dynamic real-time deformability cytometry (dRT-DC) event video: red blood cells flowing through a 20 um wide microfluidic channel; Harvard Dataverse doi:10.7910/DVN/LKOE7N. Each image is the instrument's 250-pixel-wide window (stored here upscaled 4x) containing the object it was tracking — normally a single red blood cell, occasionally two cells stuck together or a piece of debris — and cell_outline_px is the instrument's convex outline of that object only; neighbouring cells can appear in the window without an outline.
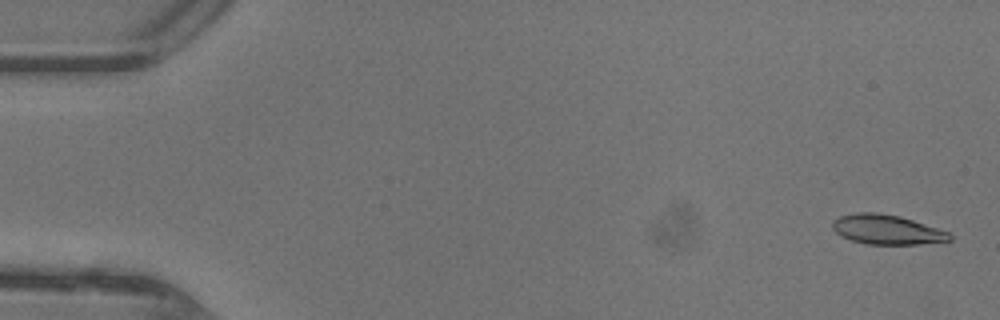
{"species": "common noctule bat (a hibernating species)", "species_latin": "Nyctalus noctula", "temperature_condition": "warm", "stored_images_in_passage": 47, "camera_frame_rate_fps": 3000, "um_per_image_px": 0.085, "animal": {"sex": "female"}, "frame": {"image": 1, "passage_image": 2, "time_ms": 0.333, "image_size_px": [1000, 320], "cell_outline_px": [[952, 240], [920, 244], [868, 244], [852, 240], [840, 236], [832, 228], [832, 220], [840, 216], [856, 212], [876, 212], [900, 216], [948, 232], [952, 236]], "centroid_in_image_um": [75.34, 19.51], "position_along_channel_um": 9.7, "area_um2": 20.11}}
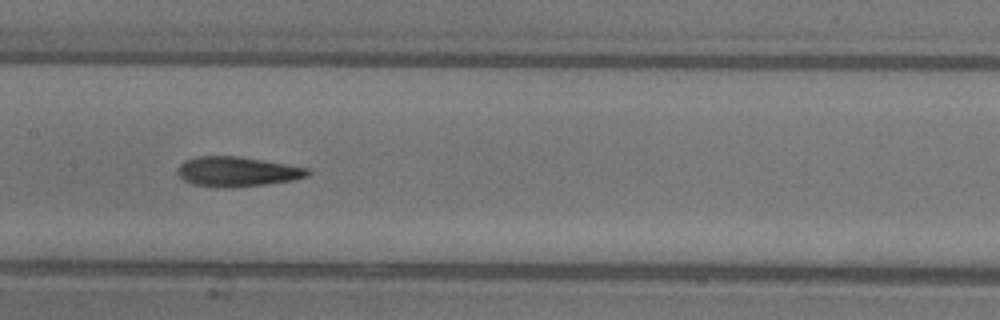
{"frame": {"image": 2, "passage_image": 24, "time_ms": 7.667, "image_size_px": [1000, 320], "cell_outline_px": [[312, 172], [308, 176], [292, 180], [264, 184], [228, 188], [220, 188], [196, 184], [184, 180], [176, 172], [176, 168], [184, 160], [196, 156], [240, 156], [264, 160], [308, 168]], "centroid_in_image_um": [20.14, 14.58], "position_along_channel_um": 187.3, "area_um2": 22.66}}
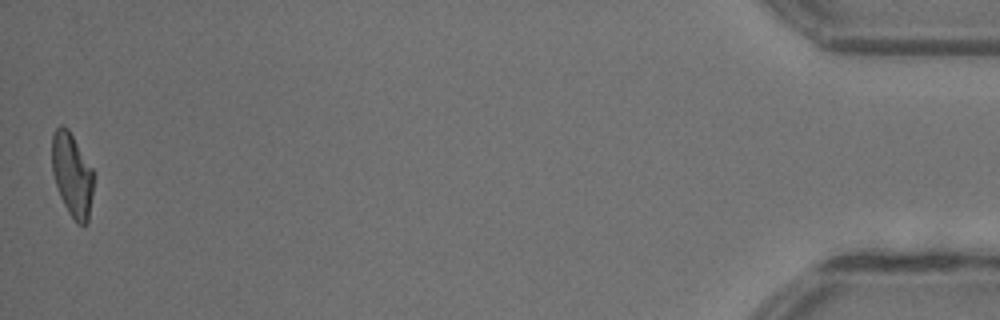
{"frame": {"image": 3, "passage_image": 47, "time_ms": 15.333, "image_size_px": [1000, 320], "cell_outline_px": [[96, 176], [88, 224], [76, 224], [68, 212], [60, 196], [52, 172], [52, 136], [56, 128], [60, 124], [64, 124], [68, 128], [96, 172]], "centroid_in_image_um": [6.18, 14.86], "position_along_channel_um": 429.0, "area_um2": 20.98}, "authors_computed_cell_mechanics": {"area_um2": 21.6172, "velocity_mm_per_s": 4.4329, "shape_relaxation_time_tau1_ms": 9.1969, "shape_relaxation_time_tau2_ms": 2.9803, "deformation_change_tau1": 0.3022, "deformation_change_tau2": 0.1381}}